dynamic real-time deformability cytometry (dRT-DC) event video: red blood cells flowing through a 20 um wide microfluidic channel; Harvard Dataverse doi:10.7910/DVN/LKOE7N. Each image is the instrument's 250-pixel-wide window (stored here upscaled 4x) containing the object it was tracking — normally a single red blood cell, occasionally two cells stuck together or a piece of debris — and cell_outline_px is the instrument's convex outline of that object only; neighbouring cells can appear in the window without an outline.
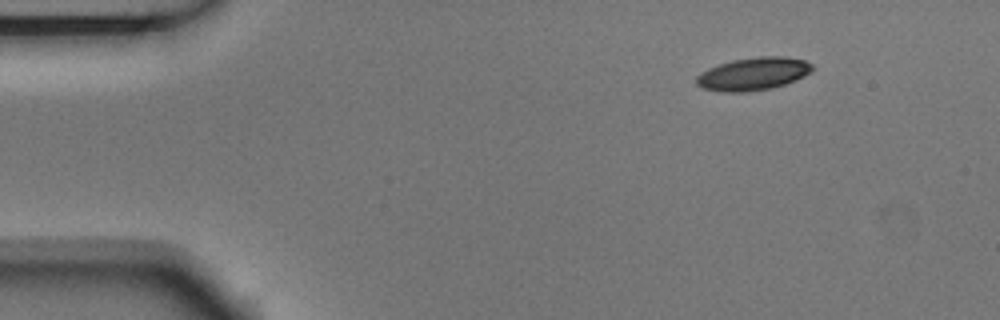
{"species": "Egyptian fruit bat (a non-hibernating species)", "species_latin": "Rousettus aegyptiacus", "temperature_condition": "room temperature", "stored_images_in_passage": 6, "segment_of_instrument_passage": [2, 2], "camera_frame_rate_fps": 3000, "um_per_image_px": 0.085, "animal": {"sex": "male"}, "frame": {"image": 1, "passage_image": 6, "time_ms": 1.667, "image_size_px": [1000, 320], "cell_outline_px": [[812, 68], [804, 76], [796, 80], [772, 88], [748, 92], [724, 92], [704, 88], [696, 84], [696, 76], [700, 72], [708, 68], [732, 60], [760, 56], [784, 56], [804, 60], [812, 64]], "centroid_in_image_um": [64.0, 6.28], "position_along_channel_um": 21.0, "area_um2": 22.08}}